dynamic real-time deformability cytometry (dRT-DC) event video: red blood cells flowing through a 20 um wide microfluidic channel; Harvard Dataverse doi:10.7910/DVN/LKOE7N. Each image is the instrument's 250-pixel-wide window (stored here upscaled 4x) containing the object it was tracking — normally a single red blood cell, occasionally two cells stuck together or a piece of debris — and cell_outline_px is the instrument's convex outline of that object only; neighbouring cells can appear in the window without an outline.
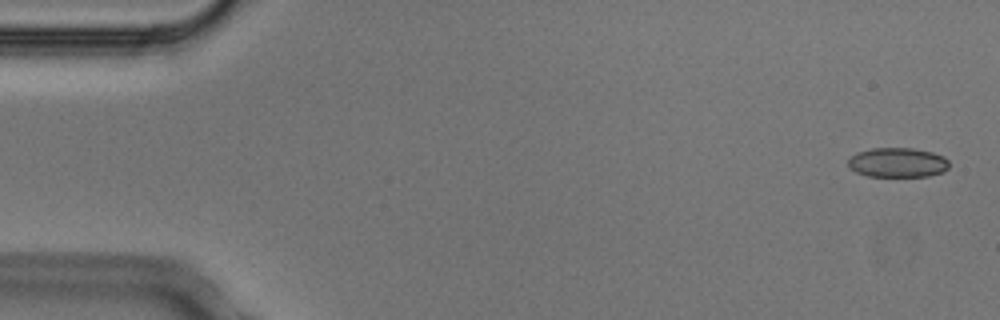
{"species": "Egyptian fruit bat (a non-hibernating species)", "species_latin": "Rousettus aegyptiacus", "temperature_condition": "cold", "stored_images_in_passage": 6, "camera_frame_rate_fps": 3000, "um_per_image_px": 0.085, "animal": {"sex": "male"}, "frame": {"image": 1, "passage_image": 1, "time_ms": 0.0, "image_size_px": [1000, 320], "cell_outline_px": [[948, 168], [944, 172], [928, 176], [868, 176], [856, 172], [848, 168], [848, 160], [856, 152], [872, 148], [912, 148], [932, 152], [944, 156], [948, 160]], "centroid_in_image_um": [76.29, 13.81], "position_along_channel_um": 8.7, "area_um2": 17.51}}
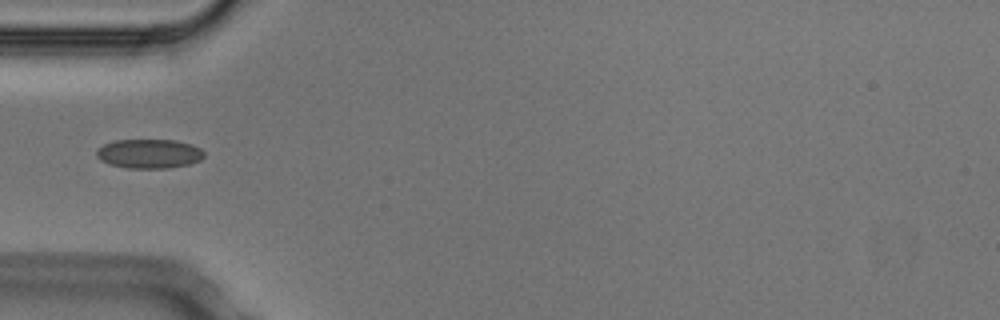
{"frame": {"image": 2, "passage_image": 5, "time_ms": 1.333, "image_size_px": [1000, 320], "cell_outline_px": [[204, 156], [200, 160], [188, 164], [168, 168], [128, 168], [108, 164], [100, 160], [96, 156], [96, 148], [104, 144], [116, 140], [176, 140], [192, 144], [200, 148], [204, 152]], "centroid_in_image_um": [12.65, 13.06], "position_along_channel_um": 72.3, "area_um2": 18.44}}
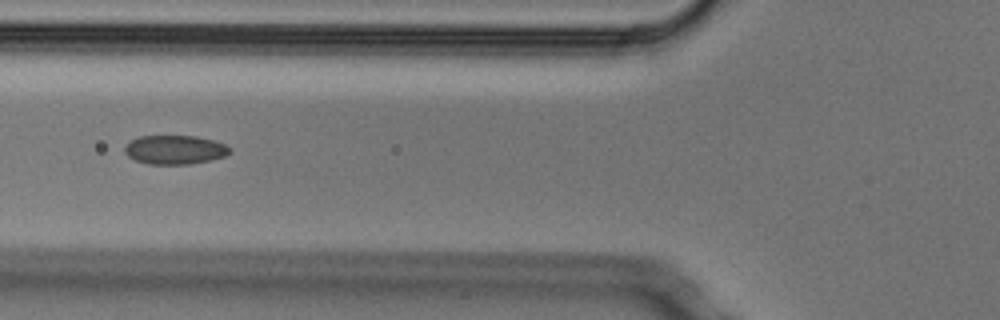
{"frame": {"image": 3, "passage_image": 6, "time_ms": 1.667, "image_size_px": [1000, 320], "cell_outline_px": [[232, 152], [224, 156], [208, 160], [188, 164], [148, 164], [136, 160], [128, 156], [124, 152], [124, 148], [132, 140], [140, 136], [196, 136], [212, 140], [224, 144], [232, 148]], "centroid_in_image_um": [14.87, 12.72], "position_along_channel_um": 110.9, "area_um2": 17.57}}